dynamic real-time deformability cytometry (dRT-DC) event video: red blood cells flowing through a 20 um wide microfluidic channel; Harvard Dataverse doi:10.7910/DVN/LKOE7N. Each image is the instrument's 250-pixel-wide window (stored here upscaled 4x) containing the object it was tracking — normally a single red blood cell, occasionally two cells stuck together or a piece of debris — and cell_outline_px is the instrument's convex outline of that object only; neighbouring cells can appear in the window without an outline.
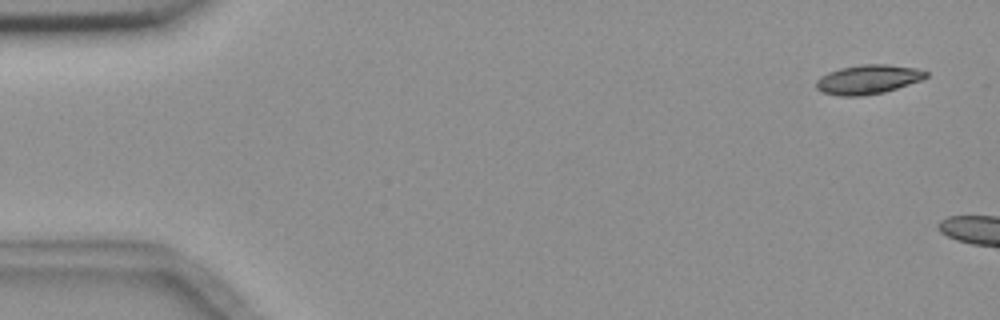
{"species": "common noctule bat (a hibernating species)", "species_latin": "Nyctalus noctula", "temperature_condition": "room temperature", "stored_images_in_passage": 6, "camera_frame_rate_fps": 3000, "um_per_image_px": 0.085, "animal": {"sex": "female", "body_mass_g": 18.4}, "frame": {"image": 1, "passage_image": 1, "time_ms": 0.0, "image_size_px": [1000, 320], "cell_outline_px": [[928, 76], [920, 80], [884, 92], [860, 96], [840, 96], [824, 92], [816, 88], [816, 80], [820, 76], [828, 72], [840, 68], [860, 64], [888, 64], [916, 68], [928, 72]], "centroid_in_image_um": [73.76, 6.74], "position_along_channel_um": 11.2, "area_um2": 18.61}}
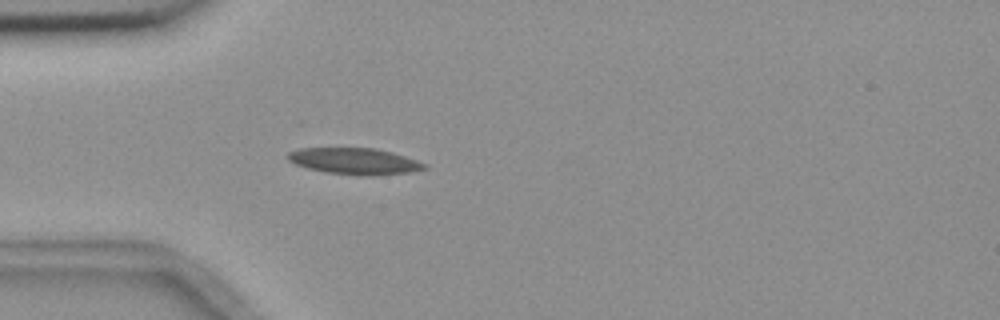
{"frame": {"image": 2, "passage_image": 6, "time_ms": 6.333, "image_size_px": [1000, 320], "cell_outline_px": [[428, 168], [408, 172], [324, 172], [308, 168], [296, 164], [288, 160], [284, 156], [288, 152], [300, 148], [376, 148], [392, 152], [428, 164]], "centroid_in_image_um": [30.05, 13.63], "position_along_channel_um": 54.9, "area_um2": 19.77}}